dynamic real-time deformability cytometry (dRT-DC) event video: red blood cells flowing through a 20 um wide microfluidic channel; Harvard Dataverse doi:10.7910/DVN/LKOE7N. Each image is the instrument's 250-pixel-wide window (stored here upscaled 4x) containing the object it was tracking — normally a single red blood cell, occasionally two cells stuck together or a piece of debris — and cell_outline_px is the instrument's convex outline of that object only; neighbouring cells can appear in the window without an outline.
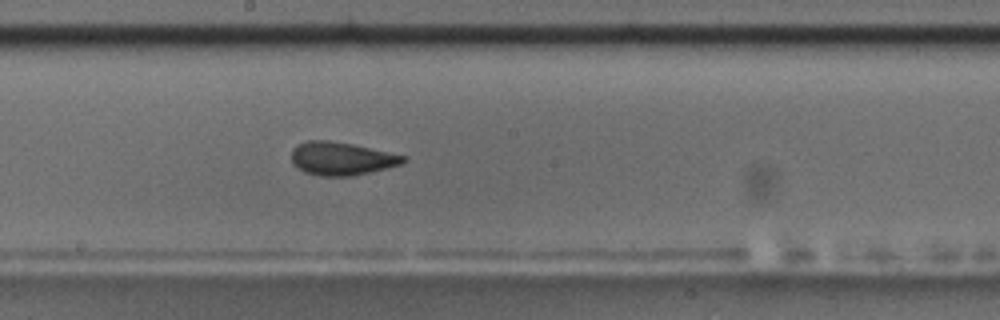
{"species": "common noctule bat (a hibernating species)", "species_latin": "Nyctalus noctula", "temperature_condition": "room temperature", "stored_images_in_passage": 10, "camera_frame_rate_fps": 3000, "um_per_image_px": 0.085, "animal": {"sex": "male", "body_mass_g": 17.5, "forearm_length_mm": 52.3}, "frame": {"image": 1, "passage_image": 9, "time_ms": 9.667, "image_size_px": [1000, 320], "cell_outline_px": [[408, 160], [400, 164], [352, 176], [320, 176], [304, 172], [292, 164], [292, 148], [296, 144], [308, 140], [328, 140], [352, 144], [408, 156]], "centroid_in_image_um": [29.0, 13.47], "position_along_channel_um": 219.2, "area_um2": 21.62}}